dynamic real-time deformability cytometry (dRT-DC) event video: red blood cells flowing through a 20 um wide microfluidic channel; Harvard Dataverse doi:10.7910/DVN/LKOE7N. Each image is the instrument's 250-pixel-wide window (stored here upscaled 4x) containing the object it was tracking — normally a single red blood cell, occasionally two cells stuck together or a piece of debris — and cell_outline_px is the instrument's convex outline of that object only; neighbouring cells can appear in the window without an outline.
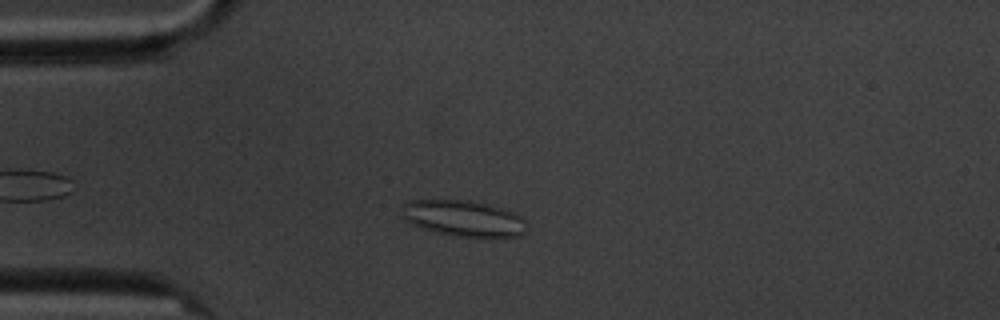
{"species": "common noctule bat (a hibernating species)", "species_latin": "Nyctalus noctula", "temperature_condition": "cold", "stored_images_in_passage": 6, "camera_frame_rate_fps": 3000, "um_per_image_px": 0.085, "animal": {"sex": "male", "body_mass_g": 20.1, "forearm_length_mm": 53.5}, "frame": {"image": 1, "passage_image": 4, "time_ms": 3.667, "image_size_px": [1000, 320], "cell_outline_px": [[524, 232], [520, 236], [460, 236], [420, 228], [404, 220], [400, 204], [408, 200], [472, 200], [504, 208], [520, 216], [524, 220]], "centroid_in_image_um": [39.33, 18.52], "position_along_channel_um": 45.7, "area_um2": 26.01}}
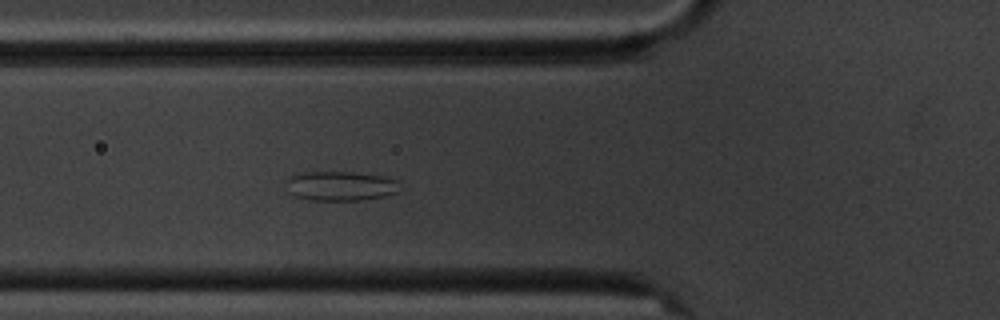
{"frame": {"image": 2, "passage_image": 6, "time_ms": 5.667, "image_size_px": [1000, 320], "cell_outline_px": [[400, 180], [396, 192], [384, 196], [360, 200], [308, 200], [292, 196], [288, 192], [288, 180], [296, 172], [356, 172], [380, 176]], "centroid_in_image_um": [28.91, 15.81], "position_along_channel_um": 96.9, "area_um2": 19.54}}